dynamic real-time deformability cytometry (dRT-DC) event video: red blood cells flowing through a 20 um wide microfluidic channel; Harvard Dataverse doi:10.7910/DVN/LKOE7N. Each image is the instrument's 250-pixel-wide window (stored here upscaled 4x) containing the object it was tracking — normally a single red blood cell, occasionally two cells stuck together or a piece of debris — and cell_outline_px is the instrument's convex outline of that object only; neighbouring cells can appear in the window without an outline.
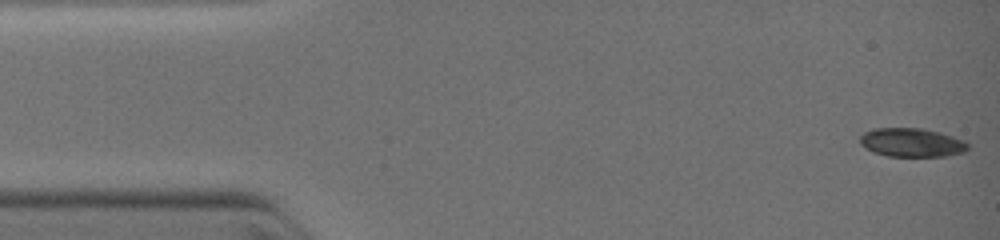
{"species": "common noctule bat (a hibernating species)", "species_latin": "Nyctalus noctula", "temperature_condition": "warm", "stored_images_in_passage": 36, "camera_frame_rate_fps": 3000, "um_per_image_px": 0.085, "animal": {"sex": "female", "body_mass_g": 19.0, "forearm_length_mm": 51.5}, "frame": {"image": 1, "passage_image": 1, "time_ms": 0.0, "image_size_px": [1000, 240], "cell_outline_px": [[968, 148], [964, 152], [948, 156], [888, 156], [872, 152], [864, 148], [860, 144], [860, 136], [864, 132], [876, 128], [920, 128], [940, 132], [964, 140], [968, 144]], "centroid_in_image_um": [77.48, 12.12], "position_along_channel_um": 7.5, "area_um2": 18.15}}
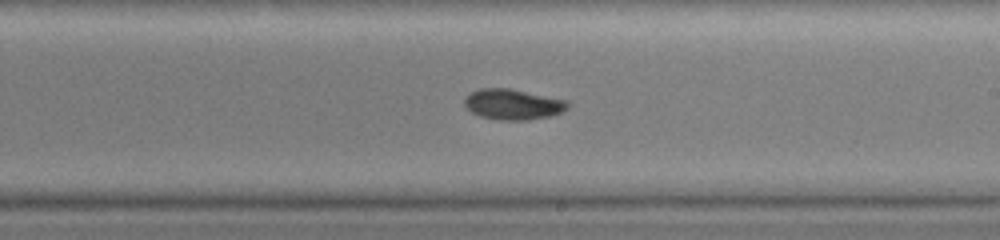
{"frame": {"image": 2, "passage_image": 22, "time_ms": 7.0, "image_size_px": [1000, 240], "cell_outline_px": [[568, 108], [552, 116], [528, 120], [500, 120], [480, 116], [472, 112], [464, 104], [464, 96], [480, 88], [512, 88], [568, 100]], "centroid_in_image_um": [43.61, 8.86], "position_along_channel_um": 245.4, "area_um2": 18.55}}
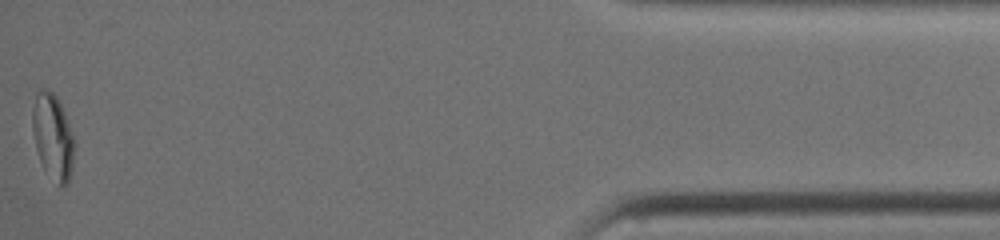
{"frame": {"image": 3, "passage_image": 36, "time_ms": 12.333, "image_size_px": [1000, 240], "cell_outline_px": [[76, 144], [72, 168], [68, 184], [60, 184], [44, 168], [40, 160], [36, 148], [32, 128], [32, 108], [36, 92], [44, 88], [48, 88], [56, 96], [64, 112]], "centroid_in_image_um": [4.49, 11.56], "position_along_channel_um": 430.7, "area_um2": 20.69}}